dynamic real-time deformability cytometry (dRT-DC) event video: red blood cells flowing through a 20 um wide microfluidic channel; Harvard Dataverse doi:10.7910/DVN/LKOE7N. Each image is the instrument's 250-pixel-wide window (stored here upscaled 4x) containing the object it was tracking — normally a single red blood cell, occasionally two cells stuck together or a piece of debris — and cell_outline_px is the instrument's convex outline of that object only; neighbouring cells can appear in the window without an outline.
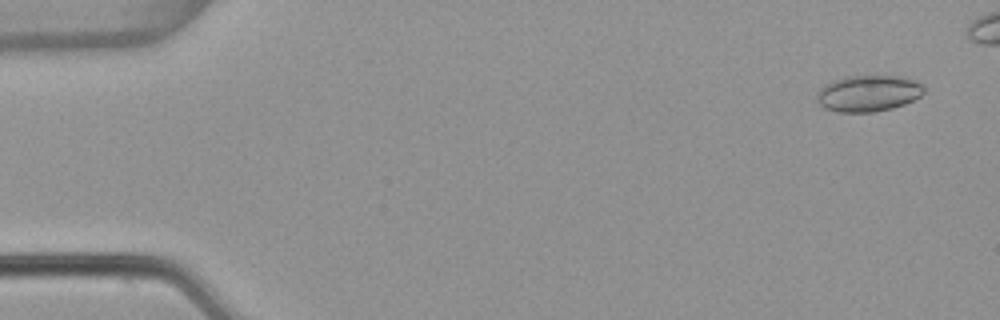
{"species": "common noctule bat (a hibernating species)", "species_latin": "Nyctalus noctula", "temperature_condition": "warm", "stored_images_in_passage": 5, "camera_frame_rate_fps": 3000, "um_per_image_px": 0.085, "animal": {"sex": "female", "body_mass_g": 22.7, "forearm_length_mm": 54.2}, "frame": {"image": 1, "passage_image": 1, "time_ms": 0.0, "image_size_px": [1000, 320], "cell_outline_px": [[924, 92], [920, 96], [904, 104], [892, 108], [872, 112], [836, 112], [824, 108], [816, 100], [816, 92], [824, 84], [832, 80], [844, 76], [904, 76], [916, 80], [924, 84]], "centroid_in_image_um": [73.79, 7.92], "position_along_channel_um": 11.2, "area_um2": 23.0}}
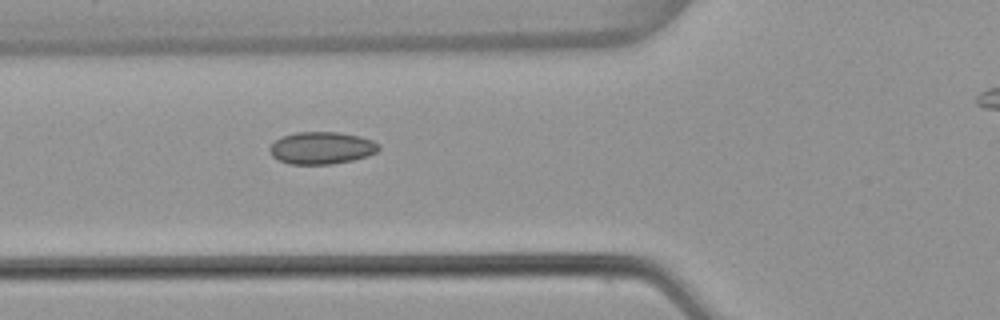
{"frame": {"image": 2, "passage_image": 5, "time_ms": 1.333, "image_size_px": [1000, 320], "cell_outline_px": [[380, 148], [376, 152], [368, 156], [352, 160], [332, 164], [288, 164], [272, 156], [268, 148], [280, 136], [296, 132], [340, 132], [360, 136], [372, 140], [380, 144]], "centroid_in_image_um": [27.34, 12.57], "position_along_channel_um": 98.5, "area_um2": 20.63}}